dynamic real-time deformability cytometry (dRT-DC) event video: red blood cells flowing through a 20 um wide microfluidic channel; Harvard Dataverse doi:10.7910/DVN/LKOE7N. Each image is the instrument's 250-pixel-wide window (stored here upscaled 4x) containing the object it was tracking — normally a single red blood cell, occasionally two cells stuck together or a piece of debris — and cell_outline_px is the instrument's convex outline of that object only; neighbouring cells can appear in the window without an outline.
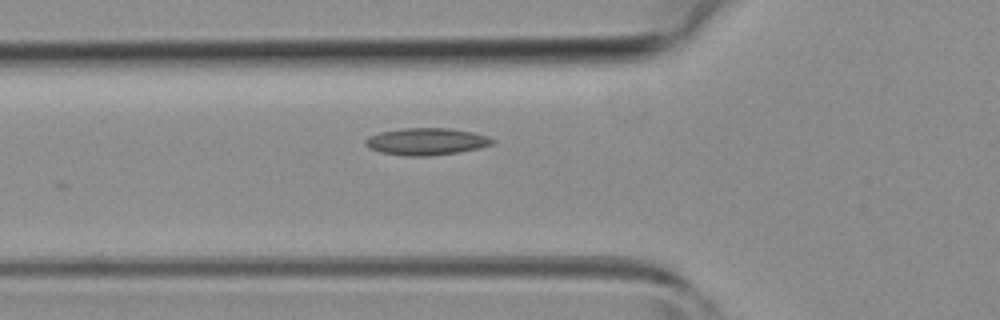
{"species": "common noctule bat (a hibernating species)", "species_latin": "Nyctalus noctula", "temperature_condition": "room temperature", "stored_images_in_passage": 3, "camera_frame_rate_fps": 3000, "um_per_image_px": 0.085, "animal": {"sex": "female", "body_mass_g": 19.3, "forearm_length_mm": 54.1}, "frame": {"image": 1, "passage_image": 3, "time_ms": 2.333, "image_size_px": [1000, 320], "cell_outline_px": [[496, 140], [492, 144], [480, 148], [460, 152], [428, 156], [408, 156], [380, 152], [368, 148], [364, 144], [364, 140], [368, 136], [380, 132], [404, 128], [448, 128], [472, 132], [488, 136]], "centroid_in_image_um": [36.23, 12.03], "position_along_channel_um": 89.6, "area_um2": 20.11}}